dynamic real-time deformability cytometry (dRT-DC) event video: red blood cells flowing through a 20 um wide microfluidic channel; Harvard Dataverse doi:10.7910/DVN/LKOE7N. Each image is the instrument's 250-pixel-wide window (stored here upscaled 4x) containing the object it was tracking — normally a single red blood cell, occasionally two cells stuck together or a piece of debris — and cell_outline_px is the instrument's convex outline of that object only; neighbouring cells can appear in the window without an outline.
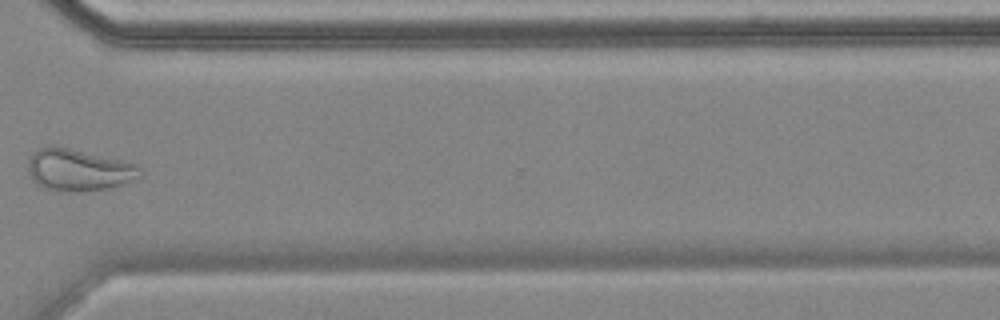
{"species": "common noctule bat (a hibernating species)", "species_latin": "Nyctalus noctula", "temperature_condition": "cold", "stored_images_in_passage": 12, "camera_frame_rate_fps": 3000, "um_per_image_px": 0.085, "animal": {"sex": "female", "body_mass_g": 18.4}, "frame": {"image": 1, "passage_image": 10, "time_ms": 11.667, "image_size_px": [1000, 320], "cell_outline_px": [[144, 172], [140, 176], [124, 184], [108, 188], [60, 192], [44, 188], [36, 184], [32, 180], [28, 172], [28, 160], [36, 148], [48, 144], [68, 148], [140, 164]], "centroid_in_image_um": [6.67, 14.43], "position_along_channel_um": 363.9, "area_um2": 27.63}, "authors_computed_cell_mechanics": {"area_um2": 27.3972, "velocity_mm_per_s": 3.5153, "shape_relaxation_time_tau1_ms": 0.5976, "shape_relaxation_time_tau2_ms": 2.0281, "deformation_change_tau1": 0.0076, "deformation_change_tau2": 0.083}}